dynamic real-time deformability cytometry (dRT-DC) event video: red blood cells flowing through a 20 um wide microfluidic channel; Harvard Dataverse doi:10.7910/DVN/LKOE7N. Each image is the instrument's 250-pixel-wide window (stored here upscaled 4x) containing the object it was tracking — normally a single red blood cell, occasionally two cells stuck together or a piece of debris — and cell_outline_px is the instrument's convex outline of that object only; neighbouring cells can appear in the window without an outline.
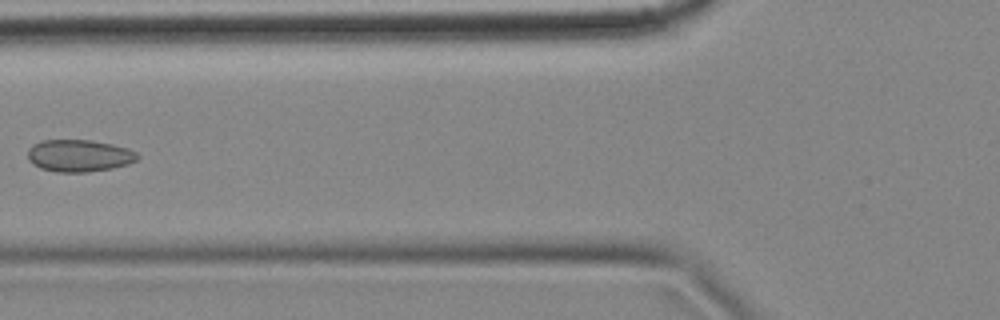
{"species": "common noctule bat (a hibernating species)", "species_latin": "Nyctalus noctula", "temperature_condition": "cold", "stored_images_in_passage": 6, "camera_frame_rate_fps": 3000, "um_per_image_px": 0.085, "animal": {"sex": "female", "body_mass_g": 18.4}, "frame": {"image": 1, "passage_image": 6, "time_ms": 1.667, "image_size_px": [1000, 320], "cell_outline_px": [[140, 156], [136, 160], [128, 164], [112, 168], [84, 172], [56, 172], [40, 168], [32, 164], [28, 160], [28, 148], [32, 144], [40, 140], [92, 140], [112, 144], [128, 148], [136, 152]], "centroid_in_image_um": [6.7, 13.22], "position_along_channel_um": 119.1, "area_um2": 20.69}}